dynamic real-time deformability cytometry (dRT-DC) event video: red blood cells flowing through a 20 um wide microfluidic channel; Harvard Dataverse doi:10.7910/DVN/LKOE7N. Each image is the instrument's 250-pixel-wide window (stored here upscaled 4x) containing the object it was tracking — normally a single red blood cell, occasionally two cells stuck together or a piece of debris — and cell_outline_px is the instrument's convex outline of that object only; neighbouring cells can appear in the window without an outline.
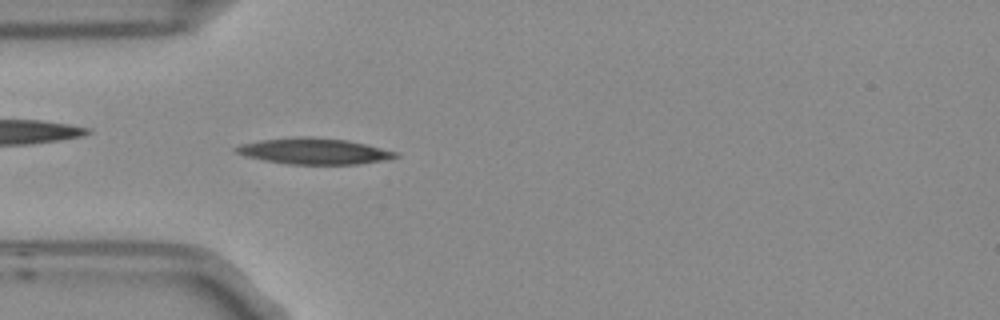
{"species": "Egyptian fruit bat (a non-hibernating species)", "species_latin": "Rousettus aegyptiacus", "temperature_condition": "room temperature", "stored_images_in_passage": 3, "camera_frame_rate_fps": 3000, "um_per_image_px": 0.085, "frame": {"image": 1, "passage_image": 3, "time_ms": 0.667, "image_size_px": [1000, 320], "cell_outline_px": [[400, 156], [388, 160], [356, 164], [288, 164], [264, 160], [244, 156], [236, 152], [232, 148], [240, 144], [260, 140], [348, 140], [368, 144], [400, 152]], "centroid_in_image_um": [26.79, 12.91], "position_along_channel_um": 58.2, "area_um2": 23.18}}